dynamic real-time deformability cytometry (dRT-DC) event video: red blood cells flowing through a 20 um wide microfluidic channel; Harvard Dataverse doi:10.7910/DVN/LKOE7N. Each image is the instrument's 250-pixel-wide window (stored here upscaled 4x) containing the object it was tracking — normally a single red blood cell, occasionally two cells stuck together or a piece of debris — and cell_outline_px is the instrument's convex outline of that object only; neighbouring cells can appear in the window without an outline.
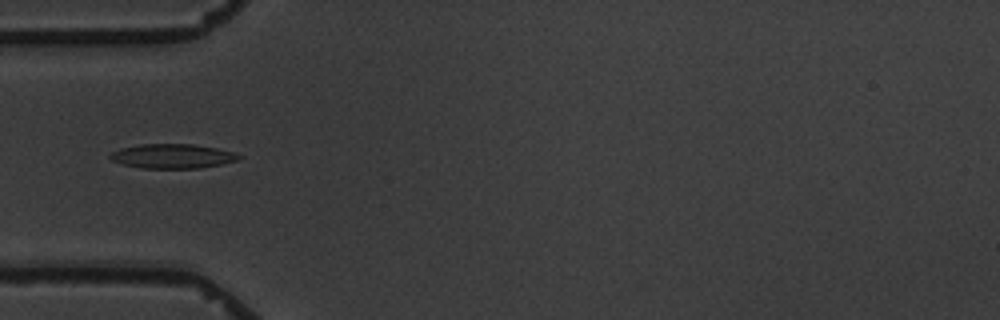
{"species": "common noctule bat (a hibernating species)", "species_latin": "Nyctalus noctula", "temperature_condition": "warm", "stored_images_in_passage": 6, "camera_frame_rate_fps": 3000, "um_per_image_px": 0.085, "animal": {"sex": "male", "body_mass_g": 19.5, "forearm_length_mm": 54.6}, "frame": {"image": 1, "passage_image": 2, "time_ms": 1.333, "image_size_px": [1000, 320], "cell_outline_px": [[244, 156], [236, 160], [220, 164], [200, 168], [140, 168], [124, 164], [112, 160], [108, 156], [112, 152], [120, 148], [140, 144], [192, 144], [216, 148], [232, 152]], "centroid_in_image_um": [14.64, 13.27], "position_along_channel_um": 70.4, "area_um2": 18.15}}
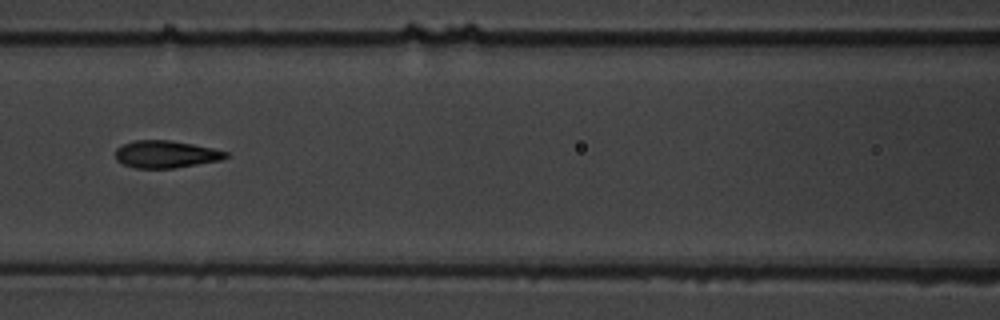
{"frame": {"image": 2, "passage_image": 4, "time_ms": 3.667, "image_size_px": [1000, 320], "cell_outline_px": [[228, 156], [220, 160], [176, 168], [136, 168], [124, 164], [116, 160], [116, 148], [124, 144], [136, 140], [168, 140], [192, 144], [212, 148], [228, 152]], "centroid_in_image_um": [14.09, 13.11], "position_along_channel_um": 152.5, "area_um2": 17.4}}
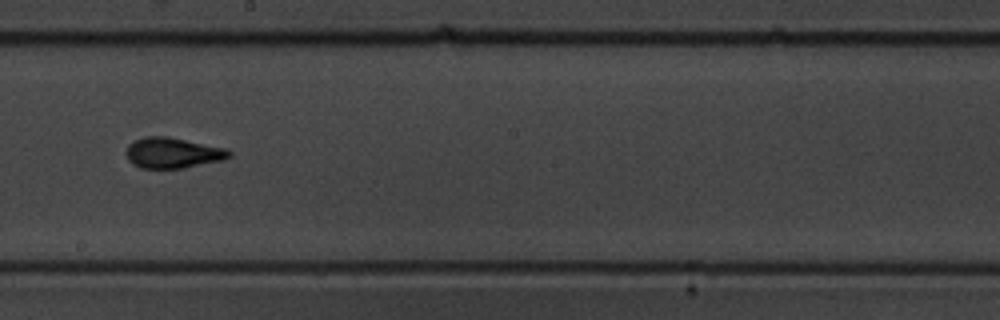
{"frame": {"image": 3, "passage_image": 6, "time_ms": 6.0, "image_size_px": [1000, 320], "cell_outline_px": [[232, 156], [224, 160], [184, 168], [140, 168], [132, 164], [128, 160], [124, 152], [128, 144], [136, 140], [148, 136], [168, 136], [224, 148], [232, 152]], "centroid_in_image_um": [14.66, 13.0], "position_along_channel_um": 233.5, "area_um2": 18.5}}